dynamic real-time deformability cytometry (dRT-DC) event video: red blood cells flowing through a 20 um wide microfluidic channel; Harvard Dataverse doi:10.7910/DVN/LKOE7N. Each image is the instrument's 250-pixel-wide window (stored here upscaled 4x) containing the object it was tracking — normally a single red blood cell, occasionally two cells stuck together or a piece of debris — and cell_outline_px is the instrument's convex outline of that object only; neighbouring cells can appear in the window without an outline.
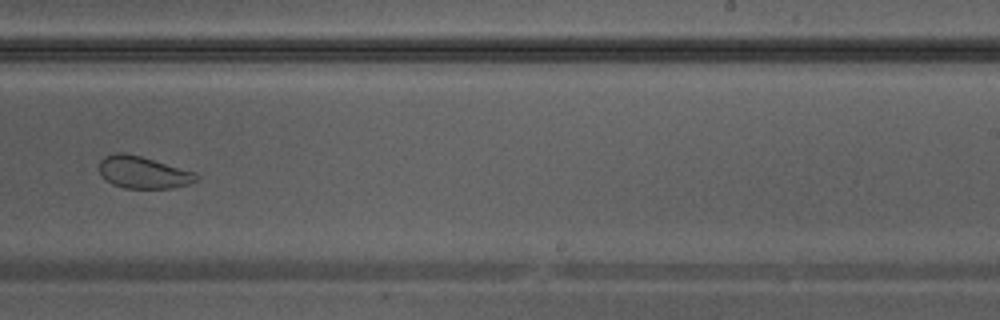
{"species": "Egyptian fruit bat (a non-hibernating species)", "species_latin": "Rousettus aegyptiacus", "temperature_condition": "warm", "stored_images_in_passage": 35, "camera_frame_rate_fps": 3000, "um_per_image_px": 0.085, "animal": {"sex": "male"}, "frame": {"image": 1, "passage_image": 25, "time_ms": 8.0, "image_size_px": [1000, 320], "cell_outline_px": [[200, 180], [188, 184], [172, 188], [124, 188], [112, 184], [100, 172], [100, 160], [104, 156], [112, 152], [124, 152], [140, 156], [196, 172], [200, 176]], "centroid_in_image_um": [12.2, 14.64], "position_along_channel_um": 276.8, "area_um2": 18.21}}